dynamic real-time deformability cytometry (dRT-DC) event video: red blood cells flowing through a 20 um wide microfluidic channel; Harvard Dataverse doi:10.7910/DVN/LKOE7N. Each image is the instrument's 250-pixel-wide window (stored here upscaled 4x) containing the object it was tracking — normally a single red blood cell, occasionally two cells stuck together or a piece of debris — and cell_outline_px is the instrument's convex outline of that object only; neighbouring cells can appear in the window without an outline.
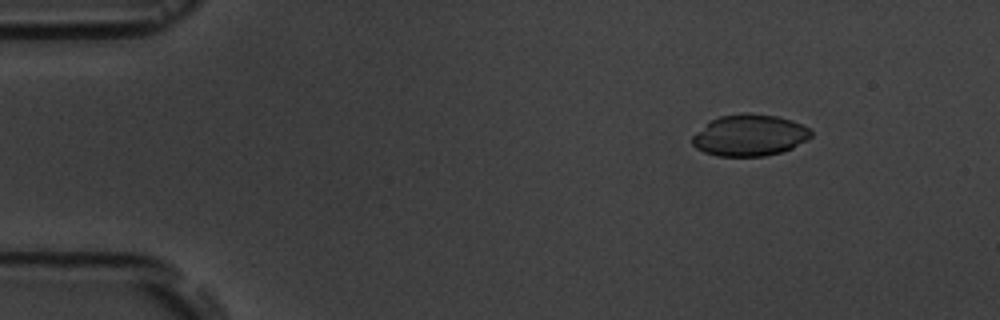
{"species": "common noctule bat (a hibernating species)", "species_latin": "Nyctalus noctula", "temperature_condition": "room temperature", "stored_images_in_passage": 5, "camera_frame_rate_fps": 3000, "um_per_image_px": 0.085, "animal": {"sex": "male", "body_mass_g": 19.5, "forearm_length_mm": 54.6}, "frame": {"image": 1, "passage_image": 2, "time_ms": 1.0, "image_size_px": [1000, 320], "cell_outline_px": [[812, 136], [808, 140], [792, 148], [780, 152], [764, 156], [716, 156], [704, 152], [696, 148], [692, 144], [692, 136], [708, 120], [720, 116], [744, 112], [752, 112], [776, 116], [792, 120], [808, 128], [812, 132]], "centroid_in_image_um": [63.69, 11.48], "position_along_channel_um": 21.3, "area_um2": 29.02}}